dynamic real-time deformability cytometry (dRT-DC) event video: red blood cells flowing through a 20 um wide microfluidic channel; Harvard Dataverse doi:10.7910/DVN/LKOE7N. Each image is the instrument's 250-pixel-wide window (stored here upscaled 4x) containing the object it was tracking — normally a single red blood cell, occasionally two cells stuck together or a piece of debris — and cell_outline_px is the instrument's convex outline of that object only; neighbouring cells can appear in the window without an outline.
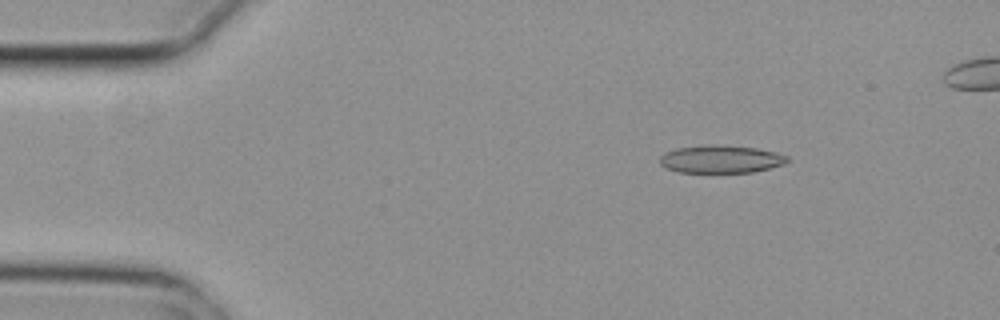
{"species": "common noctule bat (a hibernating species)", "species_latin": "Nyctalus noctula", "temperature_condition": "cold", "stored_images_in_passage": 5, "segment_of_instrument_passage": [2, 2], "camera_frame_rate_fps": 3000, "um_per_image_px": 0.085, "animal": {"sex": "female", "body_mass_g": 29.2, "forearm_length_mm": 56.3}, "frame": {"image": 1, "passage_image": 5, "time_ms": 1.333, "image_size_px": [1000, 320], "cell_outline_px": [[788, 160], [784, 164], [752, 172], [680, 172], [664, 168], [660, 164], [660, 156], [664, 152], [676, 148], [708, 144], [716, 144], [756, 148], [776, 152], [788, 156]], "centroid_in_image_um": [61.23, 13.52], "position_along_channel_um": 23.8, "area_um2": 20.69}}